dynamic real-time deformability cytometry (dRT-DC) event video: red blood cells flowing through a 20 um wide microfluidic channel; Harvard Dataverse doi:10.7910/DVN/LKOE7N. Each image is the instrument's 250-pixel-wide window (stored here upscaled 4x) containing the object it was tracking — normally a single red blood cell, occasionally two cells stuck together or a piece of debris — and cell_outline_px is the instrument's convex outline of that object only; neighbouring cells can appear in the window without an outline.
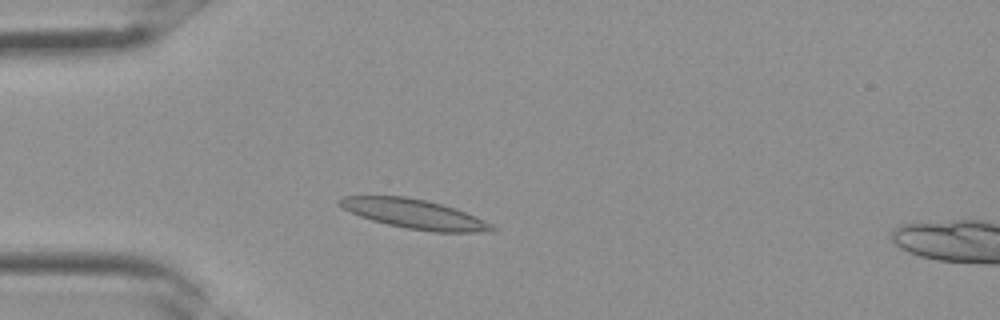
{"species": "Egyptian fruit bat (a non-hibernating species)", "species_latin": "Rousettus aegyptiacus", "temperature_condition": "room temperature", "stored_images_in_passage": 30, "camera_frame_rate_fps": 3000, "um_per_image_px": 0.085, "frame": {"image": 1, "passage_image": 5, "time_ms": 1.333, "image_size_px": [1000, 320], "cell_outline_px": [[496, 228], [492, 232], [432, 232], [408, 228], [388, 224], [372, 220], [360, 216], [344, 208], [336, 200], [340, 196], [404, 196], [424, 200], [456, 208], [492, 224]], "centroid_in_image_um": [35.23, 18.19], "position_along_channel_um": 49.8, "area_um2": 25.78}}
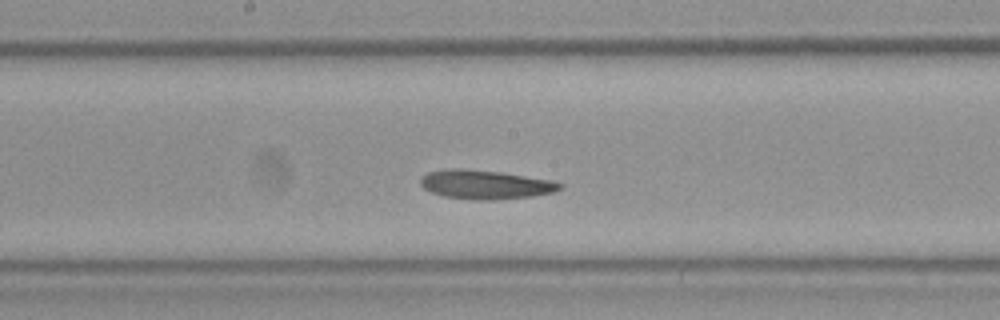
{"frame": {"image": 2, "passage_image": 14, "time_ms": 4.333, "image_size_px": [1000, 320], "cell_outline_px": [[564, 184], [560, 188], [552, 192], [532, 196], [488, 200], [472, 200], [444, 196], [432, 192], [424, 188], [420, 184], [420, 180], [428, 172], [444, 168], [460, 168], [500, 172], [552, 180]], "centroid_in_image_um": [41.23, 15.68], "position_along_channel_um": 207.0, "area_um2": 23.41}}
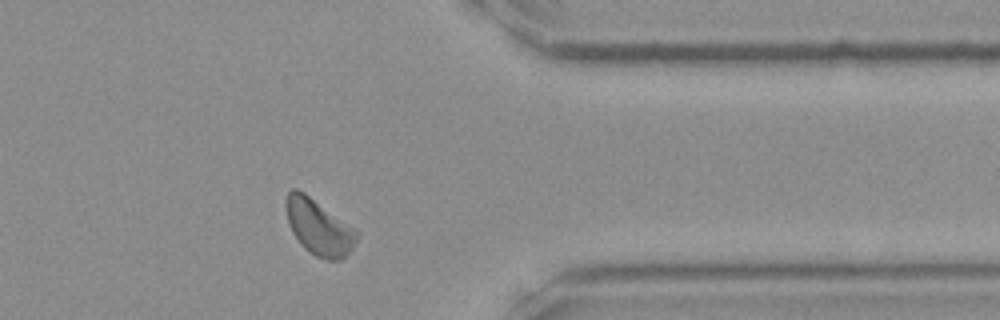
{"frame": {"image": 3, "passage_image": 24, "time_ms": 7.667, "image_size_px": [1000, 320], "cell_outline_px": [[360, 236], [344, 260], [328, 260], [316, 256], [304, 248], [300, 244], [292, 232], [288, 224], [284, 208], [284, 200], [288, 192], [292, 188], [296, 188], [304, 192], [356, 228], [360, 232]], "centroid_in_image_um": [27.1, 19.3], "position_along_channel_um": 384.3, "area_um2": 23.52}}